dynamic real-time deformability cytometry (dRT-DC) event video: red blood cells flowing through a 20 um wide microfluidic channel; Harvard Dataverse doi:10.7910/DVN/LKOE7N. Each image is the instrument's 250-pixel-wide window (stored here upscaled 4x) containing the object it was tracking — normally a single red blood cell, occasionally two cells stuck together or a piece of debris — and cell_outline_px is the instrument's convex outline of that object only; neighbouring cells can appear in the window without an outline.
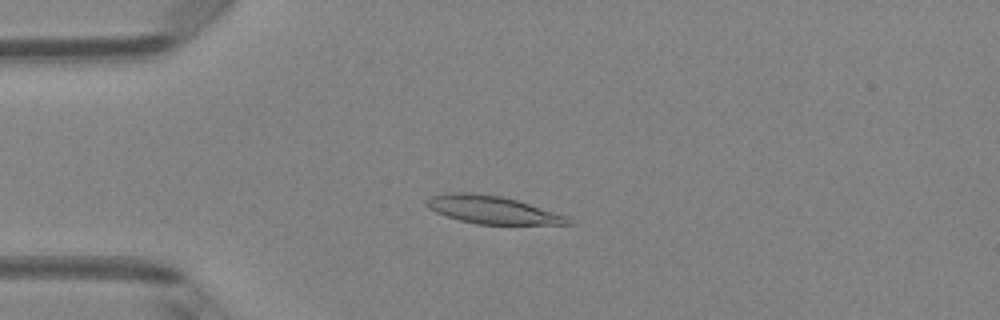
{"species": "Egyptian fruit bat (a non-hibernating species)", "species_latin": "Rousettus aegyptiacus", "temperature_condition": "room temperature", "stored_images_in_passage": 50, "camera_frame_rate_fps": 3000, "um_per_image_px": 0.085, "animal": {"sex": "female"}, "frame": {"image": 1, "passage_image": 13, "time_ms": 4.0, "image_size_px": [1000, 320], "cell_outline_px": [[572, 224], [476, 224], [460, 220], [436, 212], [428, 208], [424, 204], [424, 200], [428, 196], [448, 192], [472, 192], [500, 196], [516, 200], [564, 216]], "centroid_in_image_um": [41.68, 17.81], "position_along_channel_um": 43.3, "area_um2": 22.54}}
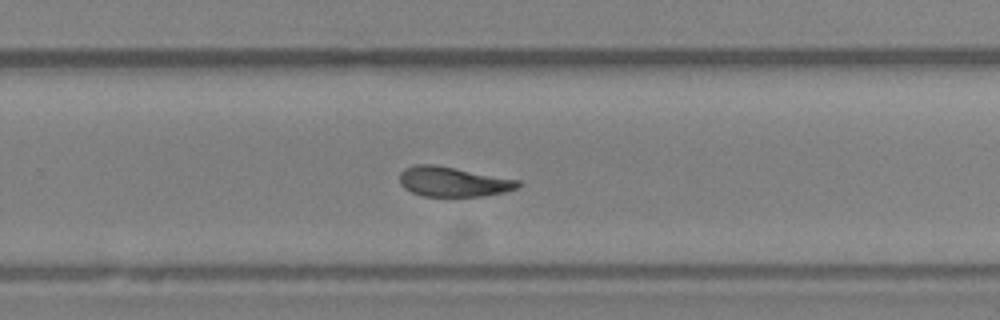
{"frame": {"image": 2, "passage_image": 33, "time_ms": 10.667, "image_size_px": [1000, 320], "cell_outline_px": [[520, 184], [516, 188], [504, 192], [484, 196], [424, 196], [412, 192], [404, 188], [400, 184], [400, 172], [404, 168], [416, 164], [432, 164], [456, 168], [520, 180]], "centroid_in_image_um": [38.49, 15.44], "position_along_channel_um": 291.3, "area_um2": 20.52}}
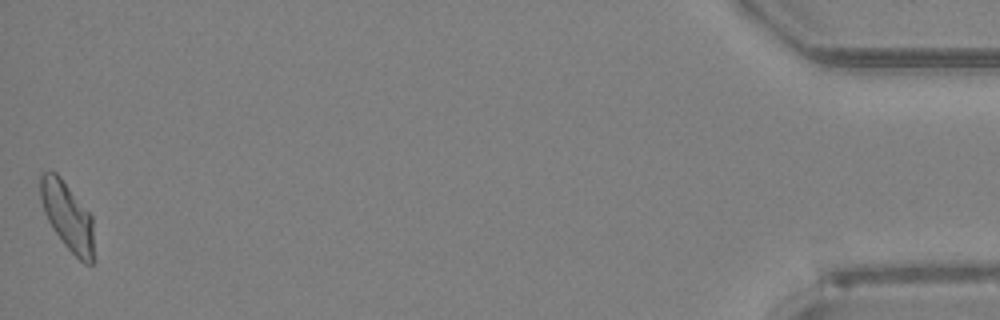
{"frame": {"image": 3, "passage_image": 50, "time_ms": 16.333, "image_size_px": [1000, 320], "cell_outline_px": [[96, 260], [92, 264], [84, 264], [64, 244], [52, 228], [44, 212], [40, 200], [40, 176], [44, 172], [56, 172], [60, 176], [92, 216]], "centroid_in_image_um": [5.77, 18.43], "position_along_channel_um": 429.4, "area_um2": 21.5}, "authors_computed_cell_mechanics": {"area_um2": 21.7328, "velocity_mm_per_s": 4.0778, "shape_relaxation_time_tau1_ms": 5.7281, "shape_relaxation_time_tau2_ms": 2.3784, "deformation_change_tau1": 0.171, "deformation_change_tau2": 0.0974}}